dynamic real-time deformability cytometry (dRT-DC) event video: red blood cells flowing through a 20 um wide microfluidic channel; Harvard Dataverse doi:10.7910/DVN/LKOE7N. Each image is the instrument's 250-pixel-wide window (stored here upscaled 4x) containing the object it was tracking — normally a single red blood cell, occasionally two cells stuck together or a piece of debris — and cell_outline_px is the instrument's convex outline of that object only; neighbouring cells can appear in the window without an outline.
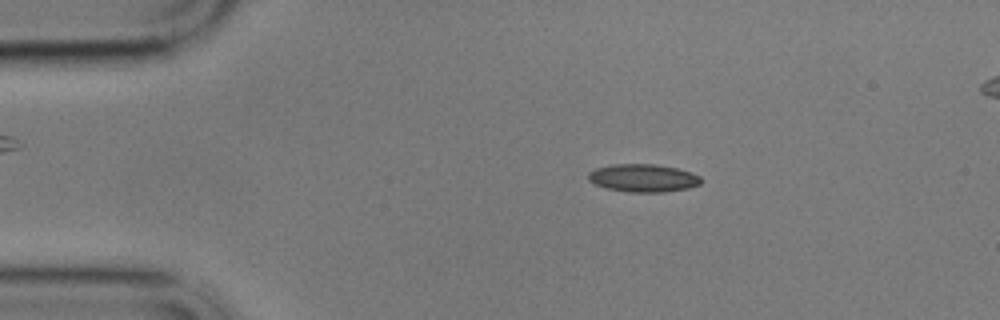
{"species": "common noctule bat (a hibernating species)", "species_latin": "Nyctalus noctula", "temperature_condition": "cold", "stored_images_in_passage": 55, "camera_frame_rate_fps": 3000, "um_per_image_px": 0.085, "animal": {"sex": "male", "body_mass_g": 17.9}, "frame": {"image": 1, "passage_image": 7, "time_ms": 2.0, "image_size_px": [1000, 320], "cell_outline_px": [[700, 184], [688, 188], [664, 192], [628, 192], [604, 188], [592, 184], [588, 180], [588, 172], [596, 168], [612, 164], [656, 164], [676, 168], [692, 172], [700, 176]], "centroid_in_image_um": [54.62, 15.13], "position_along_channel_um": 30.4, "area_um2": 18.5}}
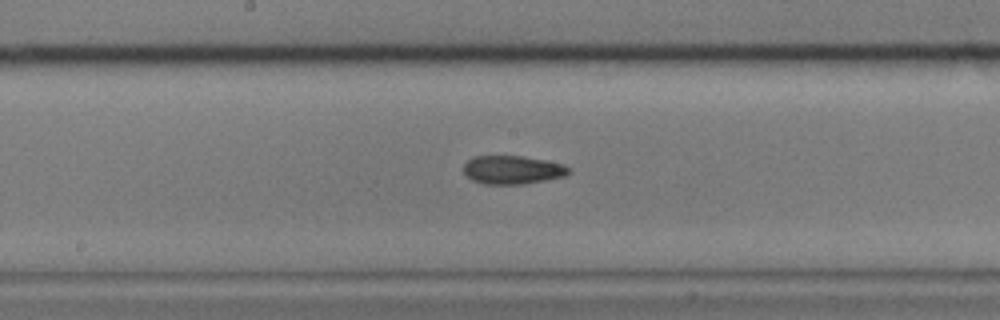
{"frame": {"image": 2, "passage_image": 26, "time_ms": 8.333, "image_size_px": [1000, 320], "cell_outline_px": [[568, 172], [564, 176], [524, 184], [484, 184], [472, 180], [464, 176], [464, 164], [468, 160], [476, 156], [520, 156], [544, 160], [564, 164], [568, 168]], "centroid_in_image_um": [43.5, 14.44], "position_along_channel_um": 204.7, "area_um2": 17.28}}
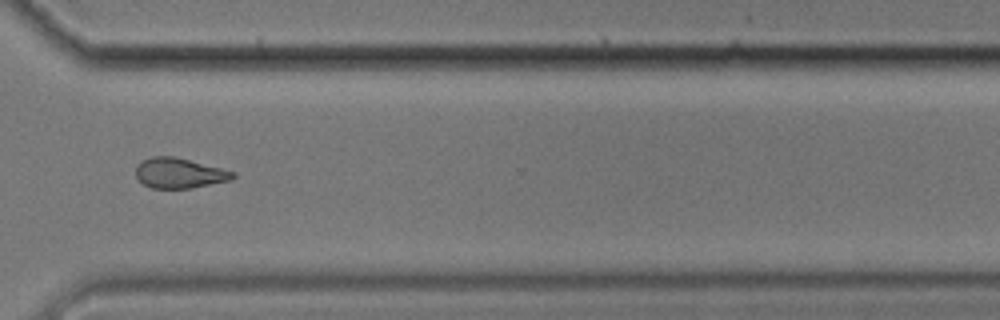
{"frame": {"image": 3, "passage_image": 39, "time_ms": 12.667, "image_size_px": [1000, 320], "cell_outline_px": [[236, 176], [232, 180], [192, 188], [152, 188], [144, 184], [136, 176], [136, 164], [152, 156], [172, 156], [236, 172]], "centroid_in_image_um": [15.25, 14.72], "position_along_channel_um": 355.3, "area_um2": 16.94}, "authors_computed_cell_mechanics": {"area_um2": 17.4556, "velocity_mm_per_s": 3.485, "shape_relaxation_time_tau1_ms": null, "shape_relaxation_time_tau2_ms": 3.6702, "deformation_change_tau1": null, "deformation_change_tau2": 0.1053}}